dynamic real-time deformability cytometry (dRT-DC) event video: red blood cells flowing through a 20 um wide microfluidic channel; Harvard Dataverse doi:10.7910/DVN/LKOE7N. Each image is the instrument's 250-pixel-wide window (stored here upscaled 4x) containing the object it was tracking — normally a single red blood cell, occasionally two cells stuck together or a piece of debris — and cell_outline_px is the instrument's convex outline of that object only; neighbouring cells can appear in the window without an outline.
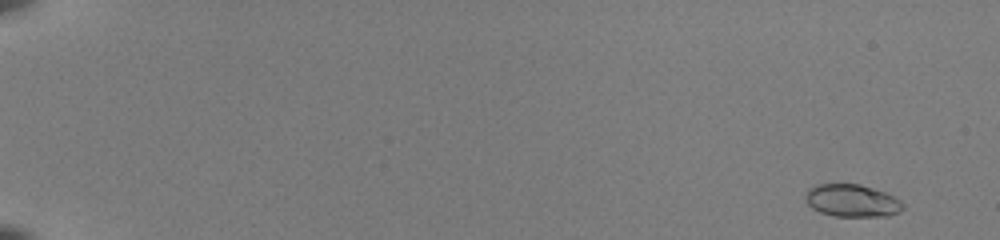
{"species": "common noctule bat (a hibernating species)", "species_latin": "Nyctalus noctula", "temperature_condition": "room temperature", "stored_images_in_passage": 53, "camera_frame_rate_fps": 3000, "um_per_image_px": 0.085, "animal": {"sex": "female", "body_mass_g": 22.0, "forearm_length_mm": 56.7}, "frame": {"image": 1, "passage_image": 3, "time_ms": 0.667, "image_size_px": [1000, 240], "cell_outline_px": [[904, 208], [900, 212], [888, 216], [832, 216], [820, 212], [812, 208], [808, 204], [804, 196], [808, 188], [816, 184], [860, 184], [884, 192], [900, 200], [904, 204]], "centroid_in_image_um": [72.41, 17.06], "position_along_channel_um": 12.6, "area_um2": 18.55}}
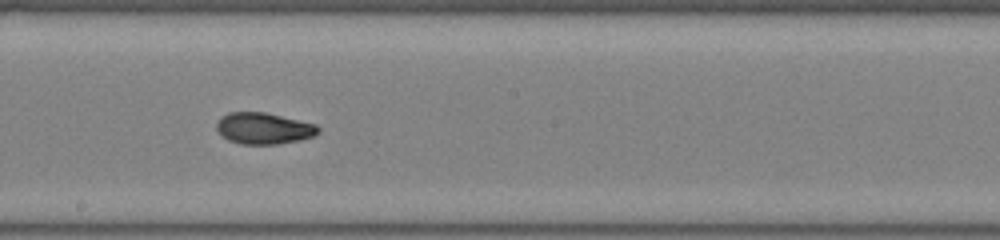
{"frame": {"image": 2, "passage_image": 33, "time_ms": 10.667, "image_size_px": [1000, 240], "cell_outline_px": [[320, 132], [312, 136], [300, 140], [276, 144], [240, 144], [228, 140], [220, 136], [216, 128], [216, 124], [228, 112], [264, 112], [316, 124], [320, 128]], "centroid_in_image_um": [22.41, 10.92], "position_along_channel_um": 225.8, "area_um2": 18.55}}
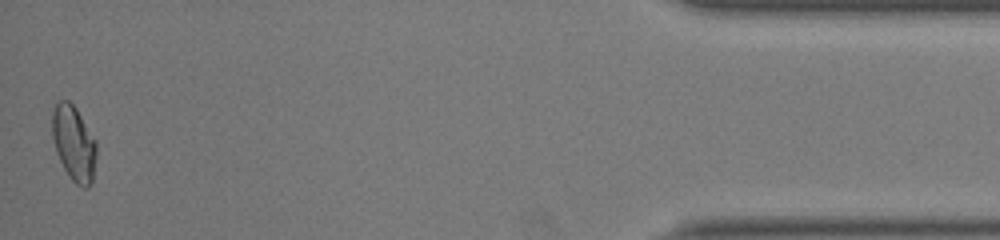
{"frame": {"image": 3, "passage_image": 53, "time_ms": 17.333, "image_size_px": [1000, 240], "cell_outline_px": [[96, 156], [92, 184], [88, 188], [84, 188], [76, 184], [68, 176], [56, 152], [52, 136], [52, 112], [56, 104], [60, 100], [68, 100], [76, 108], [96, 140]], "centroid_in_image_um": [6.28, 12.2], "position_along_channel_um": 428.9, "area_um2": 19.48}, "authors_computed_cell_mechanics": {"area_um2": 18.3226, "velocity_mm_per_s": 4.0191, "shape_relaxation_time_tau1_ms": null, "shape_relaxation_time_tau2_ms": 1.9777, "deformation_change_tau1": null, "deformation_change_tau2": 0.054}}